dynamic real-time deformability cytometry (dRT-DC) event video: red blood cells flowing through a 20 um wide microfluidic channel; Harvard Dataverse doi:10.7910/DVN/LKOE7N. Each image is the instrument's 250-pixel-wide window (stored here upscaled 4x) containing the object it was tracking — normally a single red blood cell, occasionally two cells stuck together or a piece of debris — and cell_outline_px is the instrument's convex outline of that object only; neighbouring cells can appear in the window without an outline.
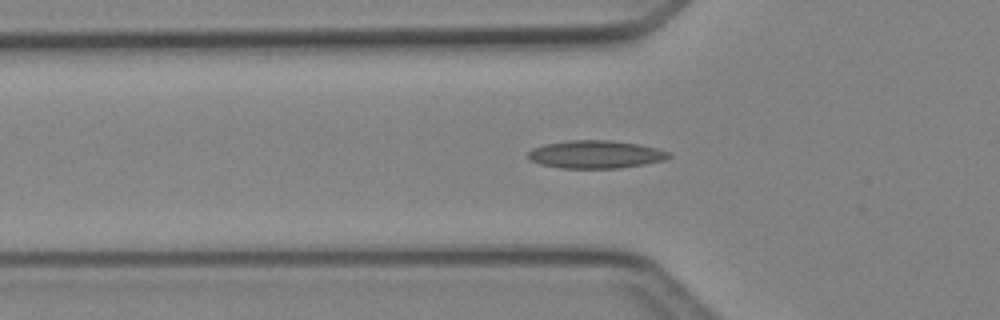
{"species": "Egyptian fruit bat (a non-hibernating species)", "species_latin": "Rousettus aegyptiacus", "temperature_condition": "cold", "stored_images_in_passage": 33, "camera_frame_rate_fps": 3000, "um_per_image_px": 0.085, "animal": {"sex": "female"}, "frame": {"image": 1, "passage_image": 7, "time_ms": 2.0, "image_size_px": [1000, 320], "cell_outline_px": [[672, 156], [664, 160], [644, 164], [620, 168], [564, 168], [540, 164], [532, 160], [528, 156], [528, 152], [532, 148], [544, 144], [568, 140], [612, 140], [640, 144], [656, 148], [668, 152]], "centroid_in_image_um": [50.63, 13.11], "position_along_channel_um": 75.2, "area_um2": 22.83}}
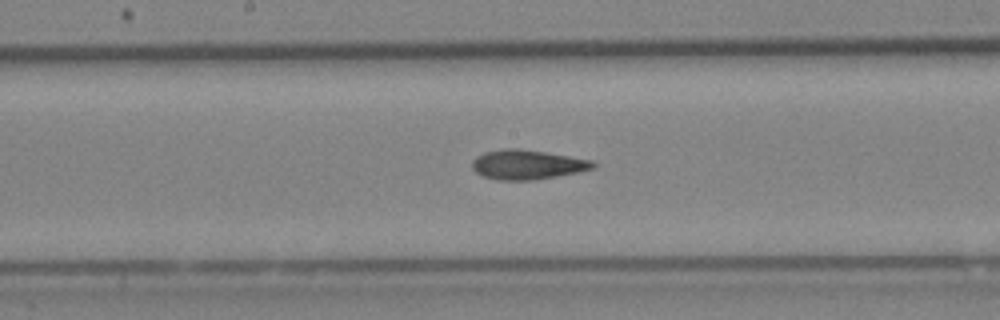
{"frame": {"image": 2, "passage_image": 16, "time_ms": 5.0, "image_size_px": [1000, 320], "cell_outline_px": [[596, 164], [592, 168], [576, 172], [556, 176], [532, 180], [500, 180], [484, 176], [476, 172], [472, 168], [472, 160], [476, 156], [484, 152], [504, 148], [516, 148], [544, 152], [592, 160]], "centroid_in_image_um": [44.76, 13.98], "position_along_channel_um": 203.4, "area_um2": 20.52}}
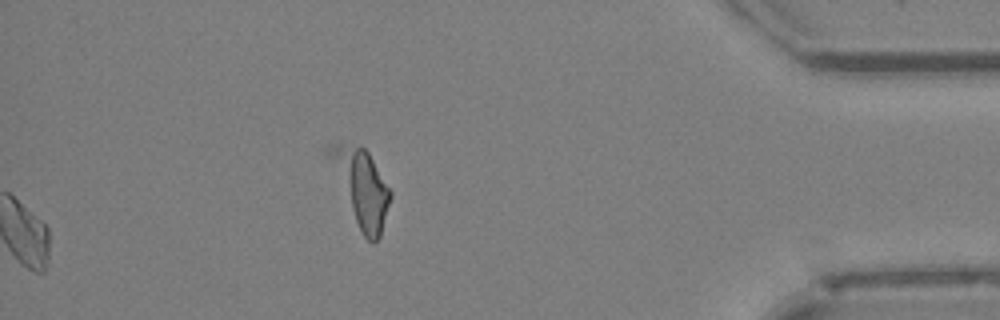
{"frame": {"image": 3, "passage_image": 33, "time_ms": 10.667, "image_size_px": [1000, 320], "cell_outline_px": [[392, 196], [380, 236], [372, 244], [364, 236], [356, 220], [324, 152], [324, 148], [332, 144], [360, 144], [368, 152], [392, 192]], "centroid_in_image_um": [30.7, 15.86], "position_along_channel_um": 404.5, "area_um2": 26.7}, "authors_computed_cell_mechanics": {"area_um2": 20.3456, "velocity_mm_per_s": 4.2685, "shape_relaxation_time_tau1_ms": null, "shape_relaxation_time_tau2_ms": 3.8666, "deformation_change_tau1": null, "deformation_change_tau2": 0.1287}}